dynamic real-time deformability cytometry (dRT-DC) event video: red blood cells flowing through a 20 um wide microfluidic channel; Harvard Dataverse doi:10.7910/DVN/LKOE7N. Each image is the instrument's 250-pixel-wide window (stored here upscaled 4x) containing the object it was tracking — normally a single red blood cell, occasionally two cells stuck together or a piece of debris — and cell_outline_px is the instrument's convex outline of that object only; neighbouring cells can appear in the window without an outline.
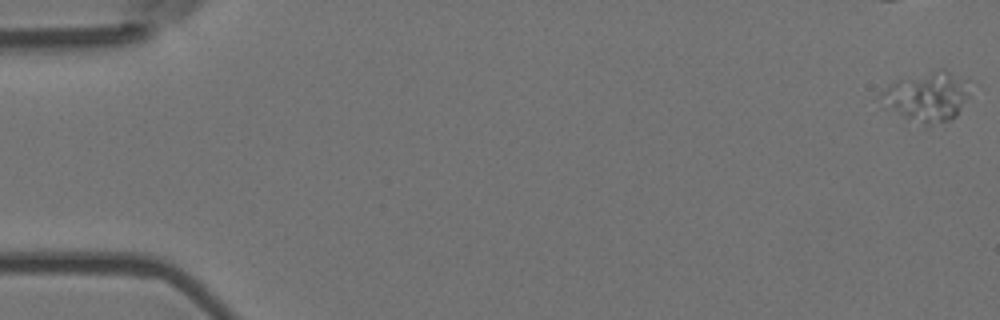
{"species": "Egyptian fruit bat (a non-hibernating species)", "species_latin": "Rousettus aegyptiacus", "temperature_condition": "room temperature", "stored_images_in_passage": 6, "camera_frame_rate_fps": 3000, "um_per_image_px": 0.085, "animal": {"sex": "female"}, "frame": {"image": 1, "passage_image": 1, "time_ms": 0.0, "image_size_px": [1000, 320], "cell_outline_px": [[968, 96], [956, 116], [948, 120], [928, 128], [884, 108], [876, 96], [888, 84], [900, 80], [940, 68], [944, 68], [968, 80]], "centroid_in_image_um": [78.75, 8.24], "position_along_channel_um": 6.2, "area_um2": 26.24}}